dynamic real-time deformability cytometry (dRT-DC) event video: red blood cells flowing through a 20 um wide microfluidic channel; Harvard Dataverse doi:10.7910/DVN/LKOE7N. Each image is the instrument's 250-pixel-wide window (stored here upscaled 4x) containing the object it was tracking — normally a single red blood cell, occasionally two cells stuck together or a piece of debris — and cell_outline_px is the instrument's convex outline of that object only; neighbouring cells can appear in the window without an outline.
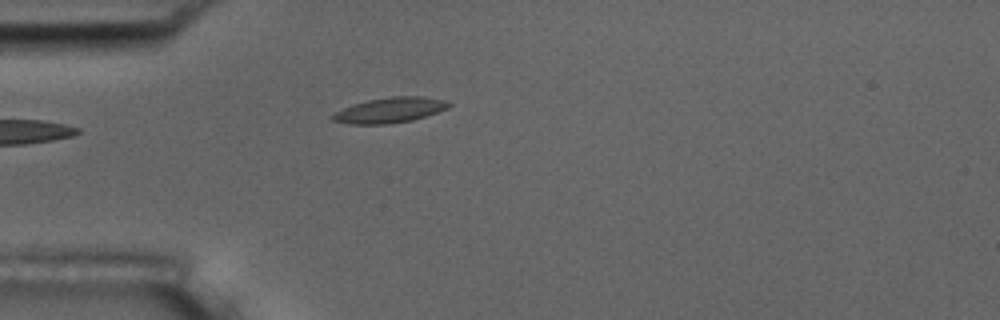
{"species": "common noctule bat (a hibernating species)", "species_latin": "Nyctalus noctula", "temperature_condition": "room temperature", "stored_images_in_passage": 2, "camera_frame_rate_fps": 3000, "um_per_image_px": 0.085, "animal": {"sex": "male", "body_mass_g": 17.5, "forearm_length_mm": 52.3}, "frame": {"image": 1, "passage_image": 1, "time_ms": 0.0, "image_size_px": [1000, 320], "cell_outline_px": [[452, 104], [448, 108], [412, 120], [388, 124], [348, 124], [332, 120], [328, 116], [352, 104], [368, 100], [392, 96], [420, 96], [444, 100]], "centroid_in_image_um": [33.09, 9.36], "position_along_channel_um": 51.9, "area_um2": 17.05}}